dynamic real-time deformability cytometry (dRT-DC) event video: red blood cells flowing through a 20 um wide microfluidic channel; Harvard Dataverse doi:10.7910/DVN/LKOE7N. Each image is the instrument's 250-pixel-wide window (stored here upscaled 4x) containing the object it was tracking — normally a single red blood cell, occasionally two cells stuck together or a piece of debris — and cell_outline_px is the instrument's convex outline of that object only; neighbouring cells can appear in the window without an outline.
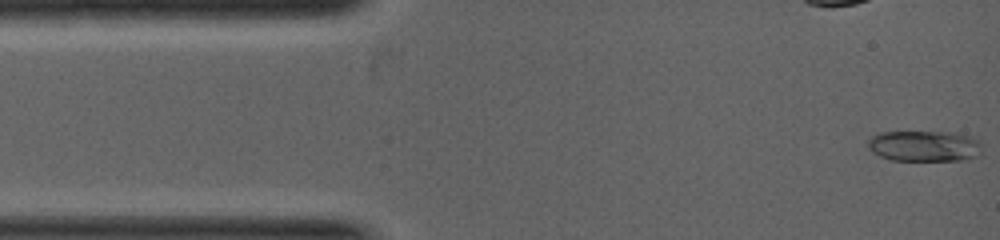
{"species": "common noctule bat (a hibernating species)", "species_latin": "Nyctalus noctula", "temperature_condition": "warm", "stored_images_in_passage": 5, "camera_frame_rate_fps": 5000, "um_per_image_px": 0.085, "animal": {"sex": "female", "body_mass_g": 19.0, "forearm_length_mm": 53.3}, "frame": {"image": 1, "passage_image": 1, "time_ms": 0.0, "image_size_px": [1000, 240], "cell_outline_px": [[980, 152], [976, 156], [964, 160], [892, 160], [880, 156], [872, 152], [868, 148], [868, 140], [872, 136], [880, 132], [948, 132], [968, 136], [980, 140]], "centroid_in_image_um": [78.54, 12.41], "position_along_channel_um": 6.5, "area_um2": 20.4}}